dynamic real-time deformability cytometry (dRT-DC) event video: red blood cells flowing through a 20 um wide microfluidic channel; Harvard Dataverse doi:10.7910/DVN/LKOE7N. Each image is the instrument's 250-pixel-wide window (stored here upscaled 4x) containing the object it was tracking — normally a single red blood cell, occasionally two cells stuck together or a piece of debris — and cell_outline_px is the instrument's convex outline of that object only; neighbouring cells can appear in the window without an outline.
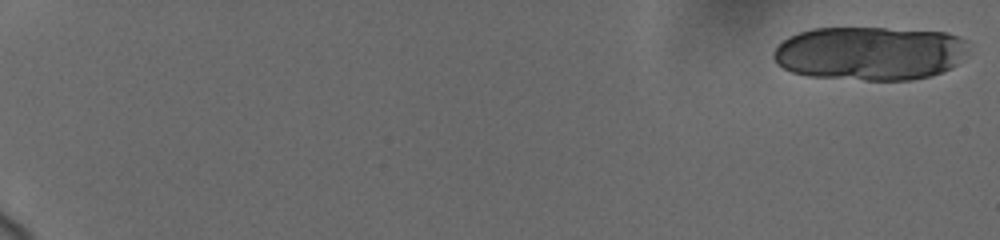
{"species": "human", "species_latin": "Homo sapiens", "temperature_condition": "cold", "stored_images_in_passage": 20, "camera_frame_rate_fps": 3000, "um_per_image_px": 0.085, "donor": {"sex": "female"}, "frame": {"image": 1, "passage_image": 1, "time_ms": 0.0, "image_size_px": [1000, 240], "cell_outline_px": [[968, 52], [952, 68], [928, 76], [912, 80], [864, 80], [808, 76], [792, 72], [776, 64], [772, 56], [772, 52], [788, 36], [812, 28], [884, 28], [944, 32], [956, 36], [964, 40], [968, 48]], "centroid_in_image_um": [73.91, 4.53], "position_along_channel_um": 11.1, "area_um2": 61.27}}
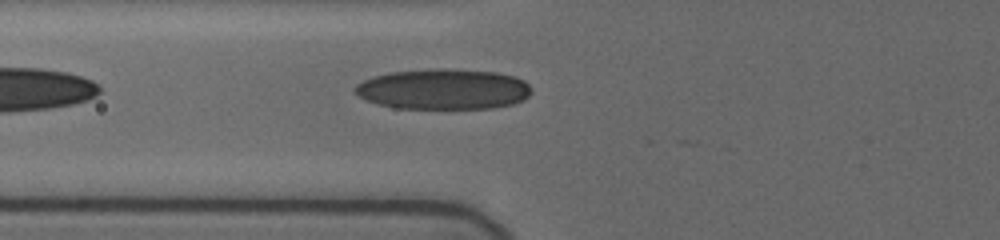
{"frame": {"image": 2, "passage_image": 17, "time_ms": 8.333, "image_size_px": [1000, 240], "cell_outline_px": [[532, 92], [524, 100], [512, 104], [492, 108], [396, 108], [380, 104], [368, 100], [360, 96], [352, 88], [356, 84], [372, 76], [392, 72], [436, 68], [448, 68], [496, 72], [512, 76], [524, 80], [532, 88]], "centroid_in_image_um": [37.71, 7.57], "position_along_channel_um": 88.1, "area_um2": 41.67}}
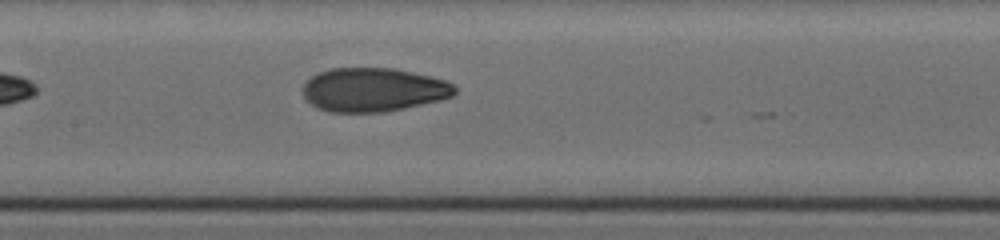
{"frame": {"image": 3, "passage_image": 20, "time_ms": 10.667, "image_size_px": [1000, 240], "cell_outline_px": [[456, 92], [452, 96], [440, 100], [404, 108], [384, 112], [328, 112], [316, 108], [304, 96], [304, 84], [312, 76], [328, 68], [392, 68], [432, 76], [444, 80], [452, 84], [456, 88]], "centroid_in_image_um": [31.74, 7.63], "position_along_channel_um": 175.7, "area_um2": 38.67}}